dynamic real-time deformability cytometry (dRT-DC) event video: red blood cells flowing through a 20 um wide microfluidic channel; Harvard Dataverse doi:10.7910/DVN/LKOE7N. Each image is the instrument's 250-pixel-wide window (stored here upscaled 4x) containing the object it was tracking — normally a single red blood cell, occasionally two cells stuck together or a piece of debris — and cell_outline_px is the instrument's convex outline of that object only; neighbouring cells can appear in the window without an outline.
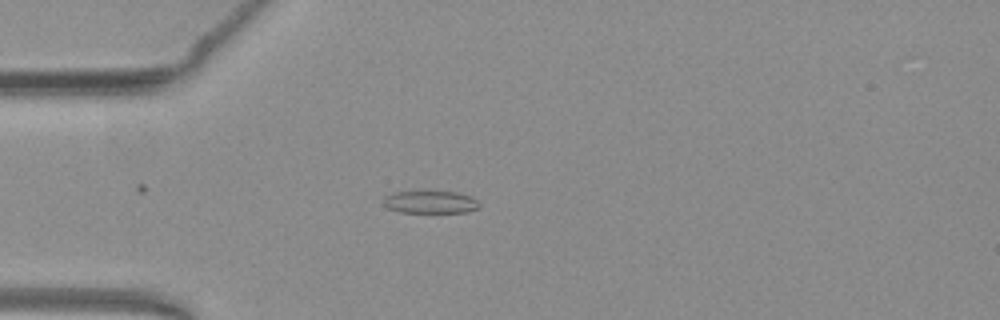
{"species": "common noctule bat (a hibernating species)", "species_latin": "Nyctalus noctula", "temperature_condition": "warm", "stored_images_in_passage": 38, "camera_frame_rate_fps": 3000, "um_per_image_px": 0.085, "animal": {"sex": "female", "body_mass_g": 19.3, "forearm_length_mm": 54.1}, "frame": {"image": 1, "passage_image": 14, "time_ms": 4.333, "image_size_px": [1000, 320], "cell_outline_px": [[480, 208], [468, 212], [400, 212], [388, 208], [384, 204], [384, 196], [396, 192], [460, 192], [472, 196], [480, 204]], "centroid_in_image_um": [36.64, 17.18], "position_along_channel_um": 48.4, "area_um2": 12.54}}
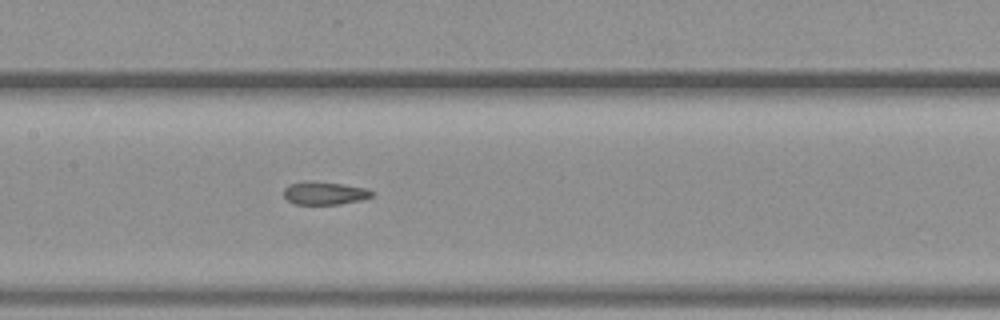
{"frame": {"image": 2, "passage_image": 25, "time_ms": 8.0, "image_size_px": [1000, 320], "cell_outline_px": [[376, 192], [372, 196], [360, 200], [340, 204], [296, 204], [288, 200], [284, 196], [284, 188], [288, 184], [340, 184], [364, 188]], "centroid_in_image_um": [27.63, 16.47], "position_along_channel_um": 179.8, "area_um2": 10.98}}
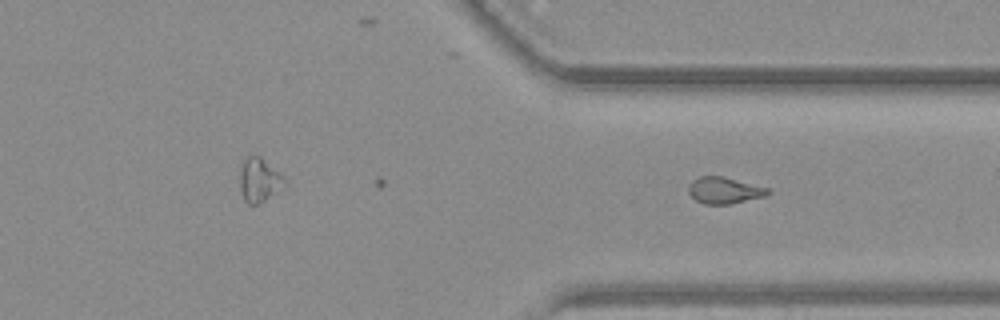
{"frame": {"image": 3, "passage_image": 38, "time_ms": 12.333, "image_size_px": [1000, 320], "cell_outline_px": [[768, 192], [764, 196], [728, 204], [704, 204], [696, 200], [688, 192], [688, 184], [692, 180], [700, 176], [724, 176], [768, 188]], "centroid_in_image_um": [61.5, 16.16], "position_along_channel_um": 349.9, "area_um2": 12.08}}